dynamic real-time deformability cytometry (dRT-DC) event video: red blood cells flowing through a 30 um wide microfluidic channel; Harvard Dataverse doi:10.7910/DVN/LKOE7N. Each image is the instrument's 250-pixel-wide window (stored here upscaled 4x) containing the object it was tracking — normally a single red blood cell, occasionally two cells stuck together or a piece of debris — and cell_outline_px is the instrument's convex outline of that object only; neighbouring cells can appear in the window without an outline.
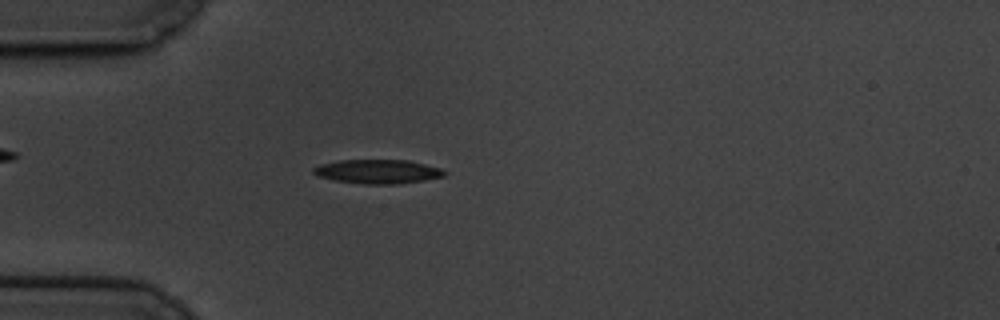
{"species": "common noctule bat (a hibernating species)", "species_latin": "Nyctalus noctula", "temperature_condition": "cold", "stored_images_in_passage": 53, "camera_frame_rate_fps": 3000, "um_per_image_px": 0.085, "animal": {"sex": "male", "body_mass_g": 19.5, "forearm_length_mm": 54.6}, "frame": {"image": 1, "passage_image": 10, "time_ms": 3.0, "image_size_px": [1000, 320], "cell_outline_px": [[448, 172], [444, 176], [424, 180], [396, 184], [364, 184], [336, 180], [320, 176], [312, 172], [312, 168], [320, 164], [340, 160], [408, 160], [440, 168]], "centroid_in_image_um": [32.12, 14.57], "position_along_channel_um": 52.9, "area_um2": 18.21}}
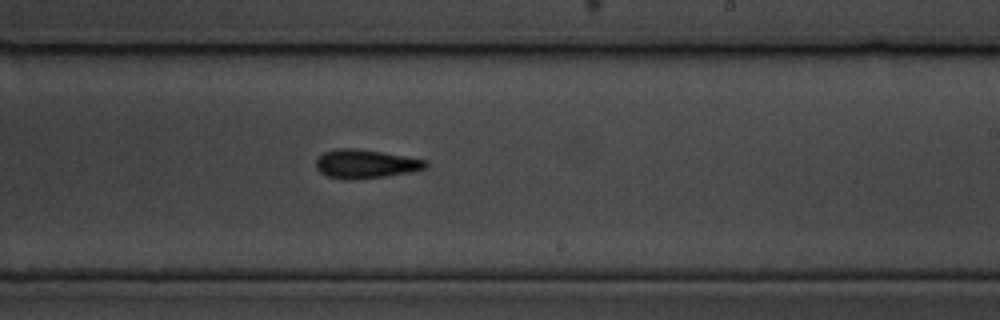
{"frame": {"image": 2, "passage_image": 29, "time_ms": 9.333, "image_size_px": [1000, 320], "cell_outline_px": [[428, 168], [412, 172], [384, 176], [348, 180], [328, 176], [320, 172], [316, 168], [316, 160], [324, 152], [336, 148], [356, 148], [428, 160]], "centroid_in_image_um": [31.09, 13.93], "position_along_channel_um": 257.9, "area_um2": 18.32}}
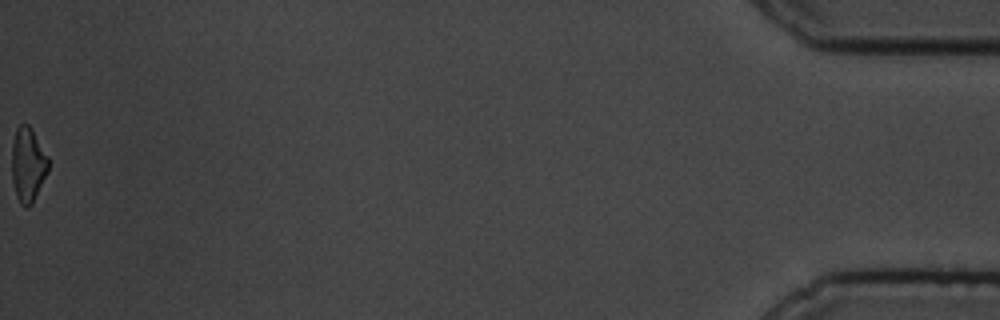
{"frame": {"image": 3, "passage_image": 53, "time_ms": 17.333, "image_size_px": [1000, 320], "cell_outline_px": [[48, 172], [32, 204], [28, 208], [24, 208], [20, 204], [16, 196], [12, 180], [12, 144], [16, 128], [20, 124], [28, 124], [32, 128], [48, 156]], "centroid_in_image_um": [2.37, 14.01], "position_along_channel_um": 432.8, "area_um2": 16.07}, "authors_computed_cell_mechanics": {"area_um2": 17.6868, "velocity_mm_per_s": 3.3835, "shape_relaxation_time_tau1_ms": 3.373, "shape_relaxation_time_tau2_ms": 5.9097, "deformation_change_tau1": 0.1159, "deformation_change_tau2": 0.168}}